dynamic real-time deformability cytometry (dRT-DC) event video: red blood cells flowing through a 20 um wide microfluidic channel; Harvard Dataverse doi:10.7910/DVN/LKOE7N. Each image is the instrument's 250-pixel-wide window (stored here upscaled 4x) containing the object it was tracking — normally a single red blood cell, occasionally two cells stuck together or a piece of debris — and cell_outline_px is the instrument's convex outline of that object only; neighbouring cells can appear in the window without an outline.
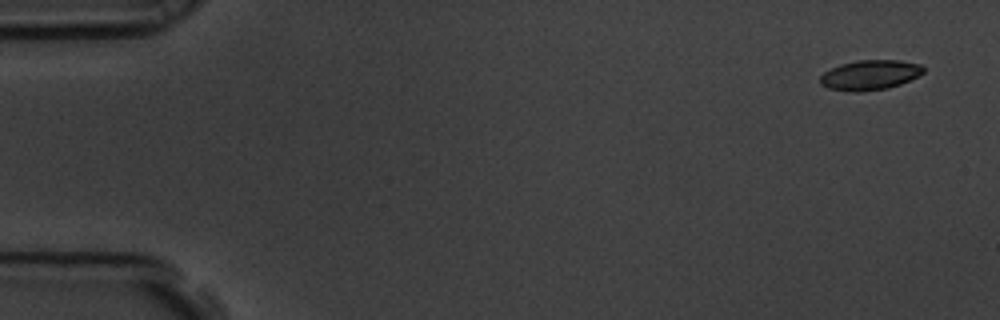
{"species": "common noctule bat (a hibernating species)", "species_latin": "Nyctalus noctula", "temperature_condition": "room temperature", "stored_images_in_passage": 56, "camera_frame_rate_fps": 3000, "um_per_image_px": 0.085, "animal": {"sex": "male", "body_mass_g": 19.5, "forearm_length_mm": 54.6}, "frame": {"image": 1, "passage_image": 1, "time_ms": 0.0, "image_size_px": [1000, 320], "cell_outline_px": [[924, 72], [900, 84], [888, 88], [860, 92], [856, 92], [828, 88], [820, 84], [820, 76], [824, 72], [840, 64], [856, 60], [900, 60], [920, 64], [924, 68]], "centroid_in_image_um": [73.93, 6.37], "position_along_channel_um": 11.1, "area_um2": 17.92}}
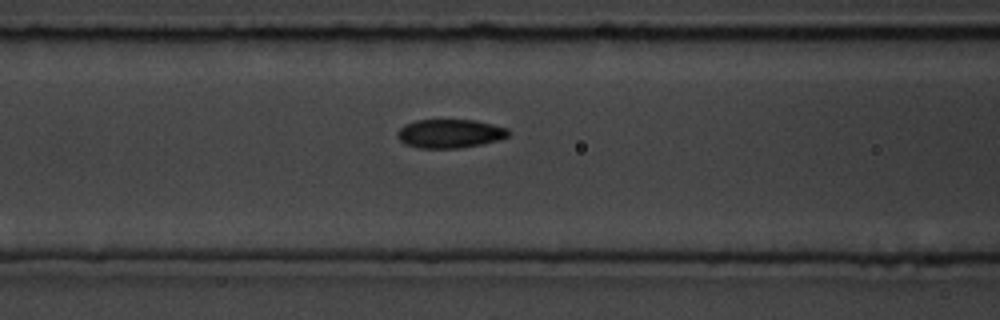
{"frame": {"image": 2, "passage_image": 22, "time_ms": 7.0, "image_size_px": [1000, 320], "cell_outline_px": [[512, 132], [508, 136], [500, 140], [484, 144], [460, 148], [420, 148], [404, 144], [396, 136], [396, 132], [404, 124], [416, 120], [476, 120], [508, 128]], "centroid_in_image_um": [38.26, 11.36], "position_along_channel_um": 128.3, "area_um2": 18.9}}
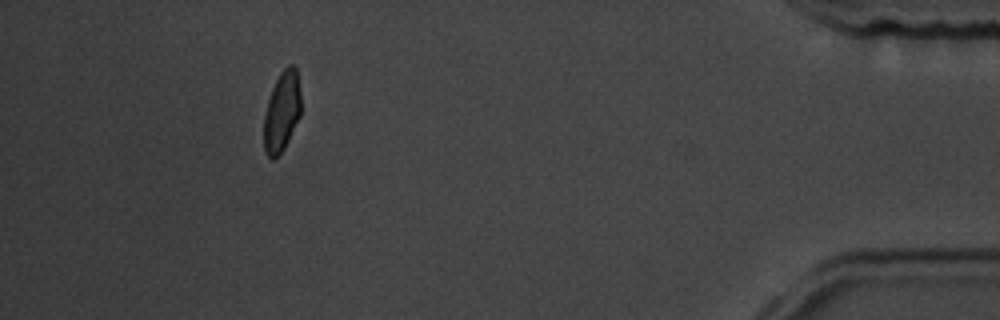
{"frame": {"image": 3, "passage_image": 51, "time_ms": 16.667, "image_size_px": [1000, 320], "cell_outline_px": [[300, 116], [284, 148], [272, 160], [264, 152], [264, 116], [268, 100], [272, 88], [280, 72], [288, 64], [292, 64], [296, 68], [300, 92]], "centroid_in_image_um": [23.95, 9.47], "position_along_channel_um": 411.3, "area_um2": 17.17}, "authors_computed_cell_mechanics": {"area_um2": 18.6116, "velocity_mm_per_s": 3.5411, "shape_relaxation_time_tau1_ms": 3.4561, "shape_relaxation_time_tau2_ms": 2.4636, "deformation_change_tau1": 0.0996, "deformation_change_tau2": 0.0519}}